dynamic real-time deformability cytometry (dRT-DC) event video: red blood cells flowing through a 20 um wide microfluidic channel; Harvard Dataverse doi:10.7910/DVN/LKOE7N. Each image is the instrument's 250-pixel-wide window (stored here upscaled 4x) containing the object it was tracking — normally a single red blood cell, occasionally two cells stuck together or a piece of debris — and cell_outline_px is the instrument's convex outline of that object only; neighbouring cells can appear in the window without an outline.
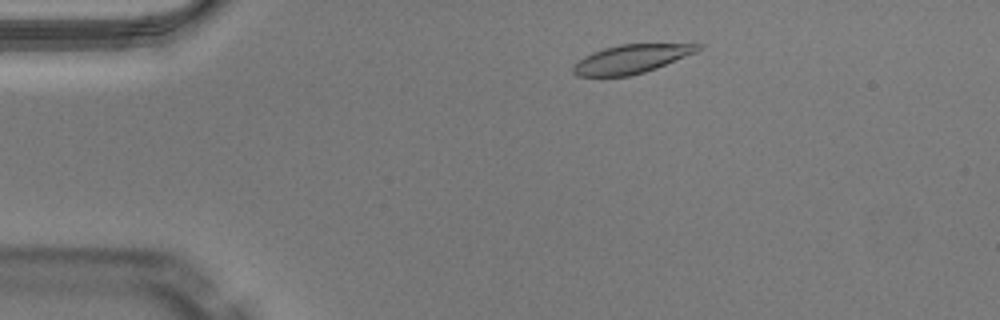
{"species": "Egyptian fruit bat (a non-hibernating species)", "species_latin": "Rousettus aegyptiacus", "temperature_condition": "warm", "stored_images_in_passage": 43, "camera_frame_rate_fps": 3000, "um_per_image_px": 0.085, "animal": {"sex": "male"}, "frame": {"image": 1, "passage_image": 5, "time_ms": 1.333, "image_size_px": [1000, 320], "cell_outline_px": [[704, 48], [696, 52], [656, 68], [632, 76], [576, 76], [572, 72], [572, 68], [584, 56], [592, 52], [604, 48], [620, 44], [704, 44]], "centroid_in_image_um": [53.67, 5.01], "position_along_channel_um": 31.3, "area_um2": 20.75}}
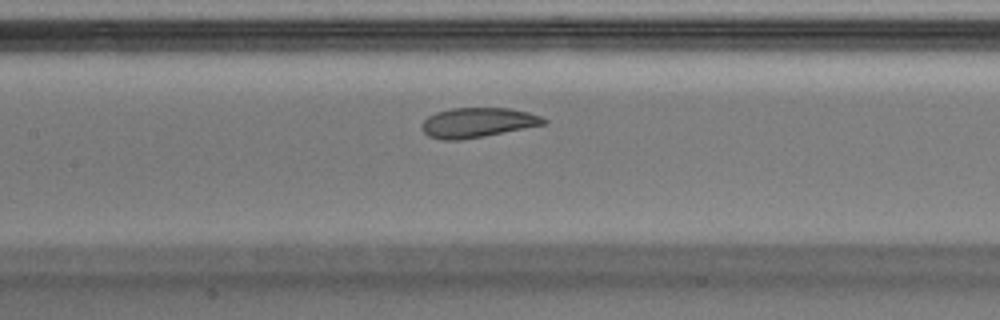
{"frame": {"image": 2, "passage_image": 19, "time_ms": 6.0, "image_size_px": [1000, 320], "cell_outline_px": [[548, 120], [544, 124], [484, 136], [460, 140], [440, 140], [428, 136], [420, 128], [420, 124], [428, 116], [436, 112], [452, 108], [508, 108], [528, 112], [540, 116]], "centroid_in_image_um": [40.53, 10.42], "position_along_channel_um": 166.9, "area_um2": 21.1}}
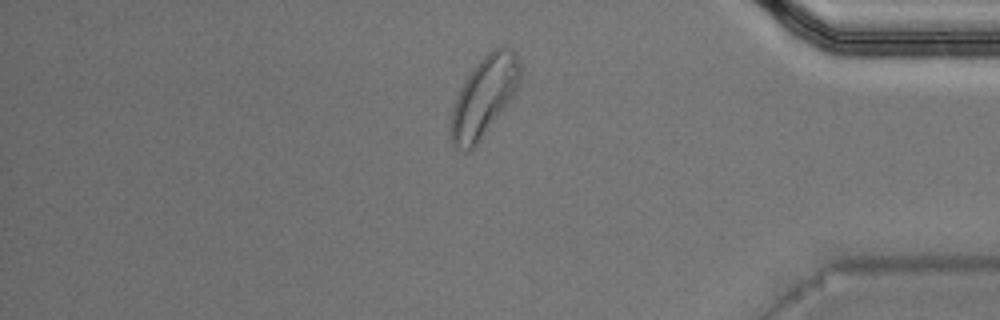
{"frame": {"image": 3, "passage_image": 38, "time_ms": 12.333, "image_size_px": [1000, 320], "cell_outline_px": [[520, 84], [516, 92], [508, 104], [472, 152], [464, 152], [452, 144], [452, 108], [464, 80], [472, 68], [492, 48], [508, 48], [516, 52], [520, 60]], "centroid_in_image_um": [41.17, 8.23], "position_along_channel_um": 394.0, "area_um2": 32.25}, "authors_computed_cell_mechanics": {"area_um2": 21.8484, "velocity_mm_per_s": 4.0049, "shape_relaxation_time_tau1_ms": 2.9772, "shape_relaxation_time_tau2_ms": 2.4179, "deformation_change_tau1": 0.1136, "deformation_change_tau2": 0.0916}}